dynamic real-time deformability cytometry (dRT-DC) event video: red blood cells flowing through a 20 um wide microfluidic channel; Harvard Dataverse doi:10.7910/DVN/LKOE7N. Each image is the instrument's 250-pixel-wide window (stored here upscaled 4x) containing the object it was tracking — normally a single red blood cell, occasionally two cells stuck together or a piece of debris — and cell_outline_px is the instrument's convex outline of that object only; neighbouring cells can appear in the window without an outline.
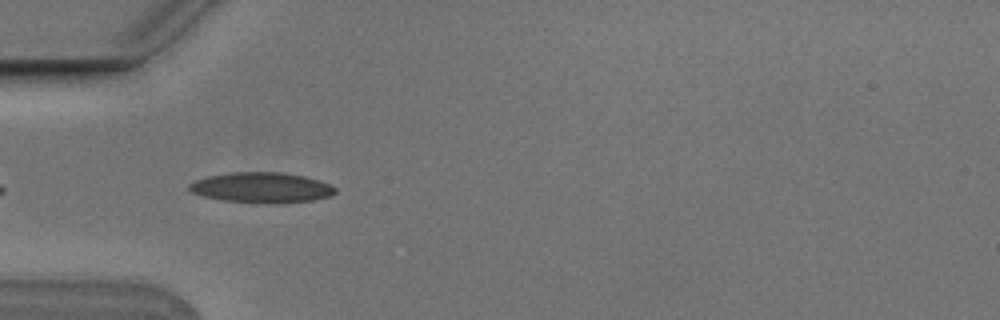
{"species": "Egyptian fruit bat (a non-hibernating species)", "species_latin": "Rousettus aegyptiacus", "temperature_condition": "cold", "stored_images_in_passage": 28, "camera_frame_rate_fps": 3000, "um_per_image_px": 0.085, "animal": {"sex": "male"}, "frame": {"image": 1, "passage_image": 3, "time_ms": 0.667, "image_size_px": [1000, 320], "cell_outline_px": [[336, 192], [332, 196], [312, 200], [284, 204], [268, 204], [220, 200], [204, 196], [192, 192], [188, 188], [188, 184], [196, 180], [208, 176], [232, 172], [284, 172], [304, 176], [328, 184], [336, 188]], "centroid_in_image_um": [22.24, 15.96], "position_along_channel_um": 62.8, "area_um2": 26.07}}
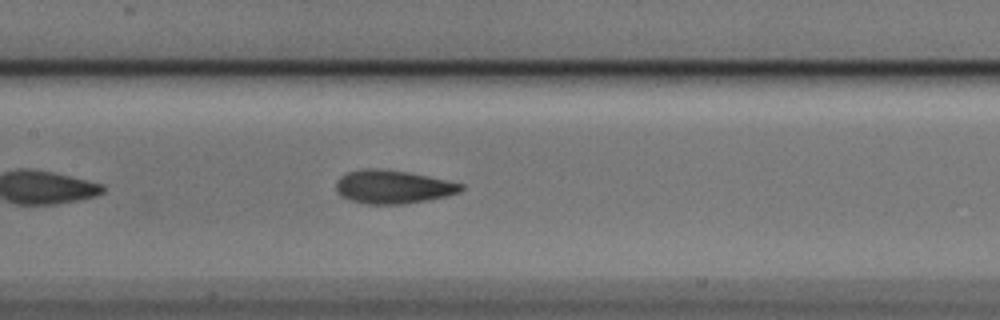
{"frame": {"image": 2, "passage_image": 12, "time_ms": 3.667, "image_size_px": [1000, 320], "cell_outline_px": [[464, 188], [460, 192], [448, 196], [428, 200], [404, 204], [364, 204], [348, 200], [340, 196], [336, 192], [336, 180], [340, 176], [348, 172], [364, 168], [376, 168], [408, 172], [448, 180], [464, 184]], "centroid_in_image_um": [33.38, 15.89], "position_along_channel_um": 174.0, "area_um2": 24.68}}
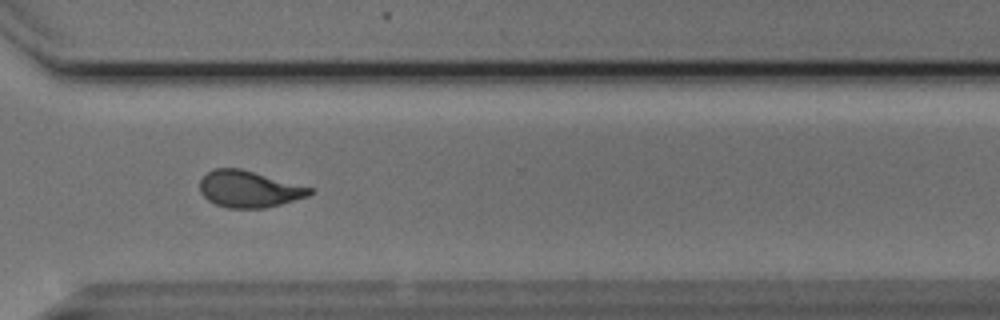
{"frame": {"image": 3, "passage_image": 26, "time_ms": 8.333, "image_size_px": [1000, 320], "cell_outline_px": [[312, 192], [308, 196], [280, 204], [264, 208], [228, 208], [216, 204], [208, 200], [200, 192], [200, 180], [212, 168], [240, 168], [312, 188]], "centroid_in_image_um": [21.13, 16.07], "position_along_channel_um": 349.5, "area_um2": 23.18}, "authors_computed_cell_mechanics": {"area_um2": 23.8714, "velocity_mm_per_s": 3.7743, "shape_relaxation_time_tau1_ms": 4.9268, "shape_relaxation_time_tau2_ms": 1.4628, "deformation_change_tau1": 0.1472, "deformation_change_tau2": 0.0754}}